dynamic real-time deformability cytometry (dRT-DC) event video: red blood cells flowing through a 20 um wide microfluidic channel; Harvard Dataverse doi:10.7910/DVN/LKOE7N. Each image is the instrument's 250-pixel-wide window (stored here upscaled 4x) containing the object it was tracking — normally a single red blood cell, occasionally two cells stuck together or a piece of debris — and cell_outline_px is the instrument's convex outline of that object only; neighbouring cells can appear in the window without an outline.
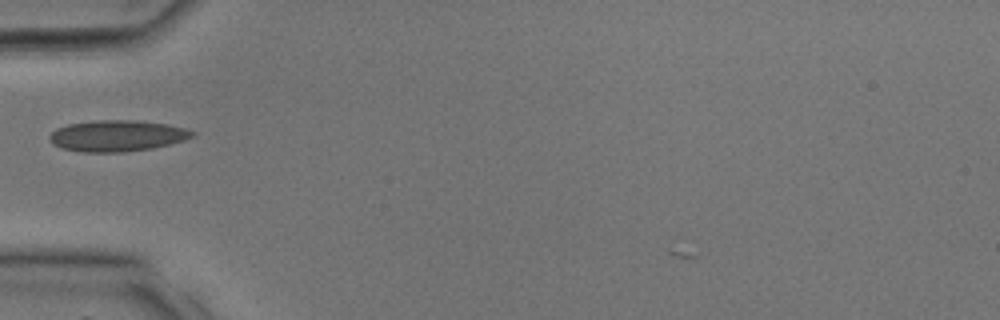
{"species": "common noctule bat (a hibernating species)", "species_latin": "Nyctalus noctula", "temperature_condition": "room temperature", "stored_images_in_passage": 8, "camera_frame_rate_fps": 3000, "um_per_image_px": 0.085, "animal": {"sex": "male", "body_mass_g": 17.9, "forearm_length_mm": 54.2}, "frame": {"image": 1, "passage_image": 1, "time_ms": 0.0, "image_size_px": [1000, 320], "cell_outline_px": [[196, 136], [184, 140], [152, 148], [124, 152], [84, 152], [60, 148], [52, 144], [48, 136], [56, 128], [68, 124], [100, 120], [136, 120], [168, 124], [184, 128], [196, 132]], "centroid_in_image_um": [9.95, 11.54], "position_along_channel_um": 75.0, "area_um2": 26.01}}
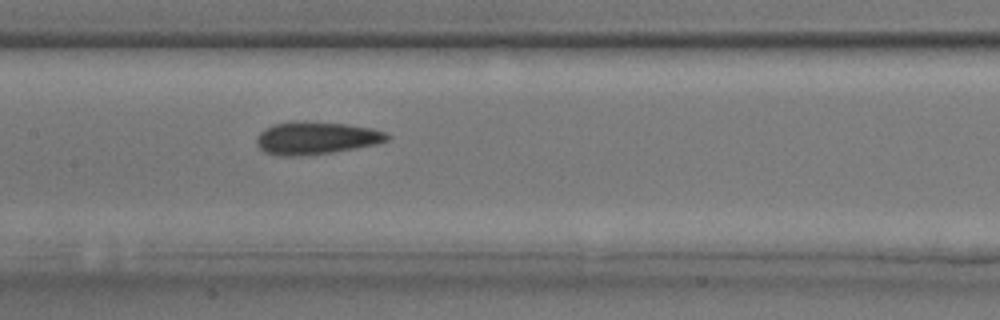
{"frame": {"image": 2, "passage_image": 6, "time_ms": 1.667, "image_size_px": [1000, 320], "cell_outline_px": [[392, 136], [388, 140], [376, 144], [356, 148], [332, 152], [300, 156], [276, 156], [264, 152], [256, 144], [256, 136], [264, 128], [272, 124], [304, 120], [344, 124], [372, 128], [388, 132]], "centroid_in_image_um": [26.85, 11.73], "position_along_channel_um": 180.5, "area_um2": 25.2}}